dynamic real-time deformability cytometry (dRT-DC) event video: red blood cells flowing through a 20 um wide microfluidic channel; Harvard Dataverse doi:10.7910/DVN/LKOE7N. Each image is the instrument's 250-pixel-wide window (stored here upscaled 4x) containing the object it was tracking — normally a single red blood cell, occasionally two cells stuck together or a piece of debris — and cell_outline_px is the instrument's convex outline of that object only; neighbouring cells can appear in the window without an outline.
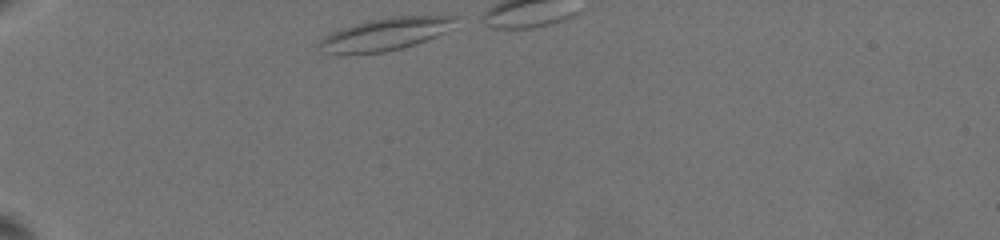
{"species": "common noctule bat (a hibernating species)", "species_latin": "Nyctalus noctula", "temperature_condition": "warm", "stored_images_in_passage": 18, "camera_frame_rate_fps": 3000, "um_per_image_px": 0.085, "animal": {"sex": "female", "body_mass_g": 19.5, "forearm_length_mm": 54.1}, "frame": {"image": 1, "passage_image": 1, "time_ms": 0.0, "image_size_px": [1000, 240], "cell_outline_px": [[456, 16], [444, 32], [436, 36], [400, 48], [384, 52], [344, 56], [324, 52], [320, 44], [320, 40], [332, 32], [356, 24], [372, 20], [392, 16]], "centroid_in_image_um": [32.65, 2.94], "position_along_channel_um": 52.4, "area_um2": 25.03}}